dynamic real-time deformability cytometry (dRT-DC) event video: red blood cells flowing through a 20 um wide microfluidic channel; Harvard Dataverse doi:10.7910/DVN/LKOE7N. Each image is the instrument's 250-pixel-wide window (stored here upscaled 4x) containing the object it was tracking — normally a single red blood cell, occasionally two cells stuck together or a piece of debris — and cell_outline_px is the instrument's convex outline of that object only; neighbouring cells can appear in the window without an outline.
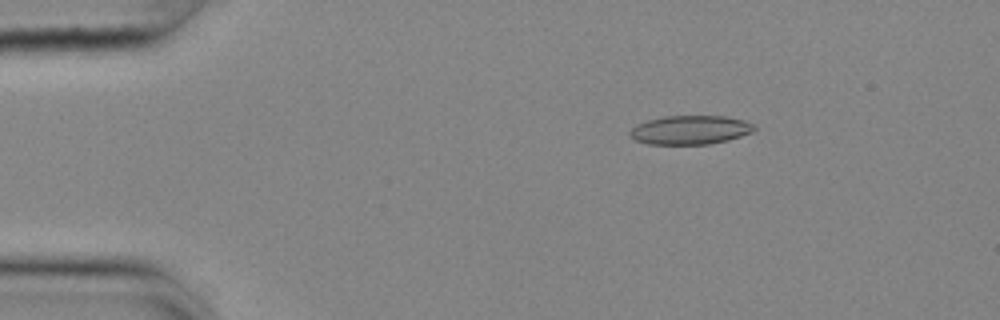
{"species": "common noctule bat (a hibernating species)", "species_latin": "Nyctalus noctula", "temperature_condition": "cold", "stored_images_in_passage": 55, "camera_frame_rate_fps": 3000, "um_per_image_px": 0.085, "animal": {"sex": "female", "body_mass_g": 25.1}, "frame": {"image": 1, "passage_image": 9, "time_ms": 2.667, "image_size_px": [1000, 320], "cell_outline_px": [[756, 128], [752, 132], [728, 140], [708, 144], [648, 144], [636, 140], [628, 132], [636, 124], [648, 120], [664, 116], [724, 116], [744, 120], [756, 124]], "centroid_in_image_um": [58.69, 11.04], "position_along_channel_um": 26.3, "area_um2": 20.92}}
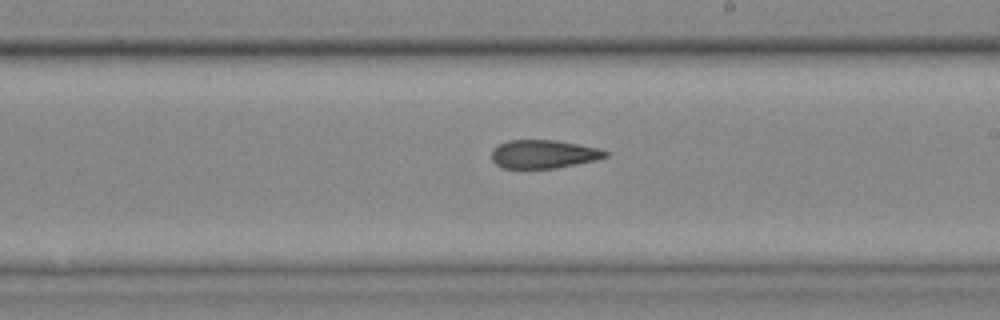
{"frame": {"image": 2, "passage_image": 32, "time_ms": 10.333, "image_size_px": [1000, 320], "cell_outline_px": [[608, 156], [596, 160], [556, 168], [504, 168], [496, 164], [492, 160], [492, 148], [508, 140], [556, 140], [600, 148], [608, 152]], "centroid_in_image_um": [46.21, 13.09], "position_along_channel_um": 242.8, "area_um2": 18.84}}
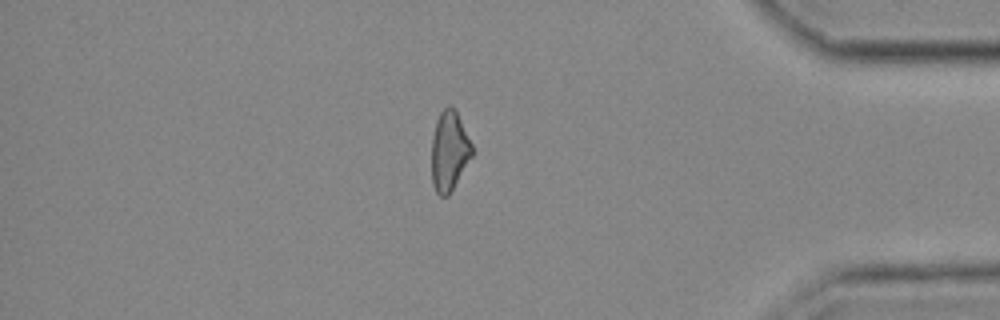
{"frame": {"image": 3, "passage_image": 47, "time_ms": 15.333, "image_size_px": [1000, 320], "cell_outline_px": [[472, 156], [448, 196], [440, 196], [436, 192], [432, 184], [432, 136], [436, 120], [440, 112], [448, 104], [456, 112], [472, 144]], "centroid_in_image_um": [38.17, 12.85], "position_along_channel_um": 397.0, "area_um2": 18.55}}